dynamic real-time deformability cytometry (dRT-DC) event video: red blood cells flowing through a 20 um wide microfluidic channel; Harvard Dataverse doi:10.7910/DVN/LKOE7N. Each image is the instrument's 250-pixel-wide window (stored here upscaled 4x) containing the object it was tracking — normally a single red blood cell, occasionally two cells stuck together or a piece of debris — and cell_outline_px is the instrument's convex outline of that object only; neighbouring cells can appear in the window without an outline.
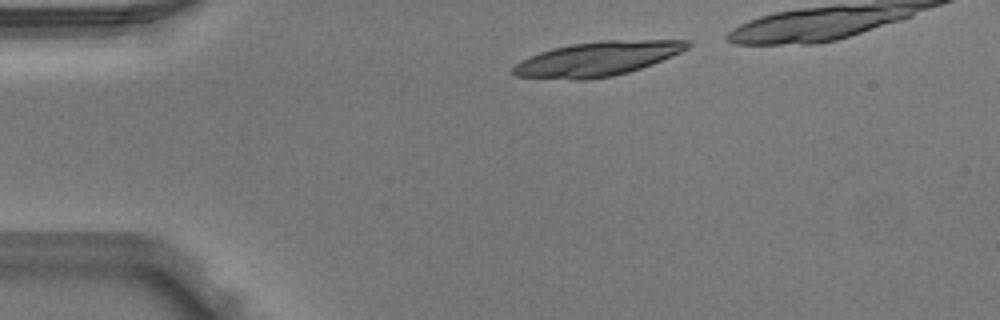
{"species": "Egyptian fruit bat (a non-hibernating species)", "species_latin": "Rousettus aegyptiacus", "temperature_condition": "warm", "stored_images_in_passage": 2, "camera_frame_rate_fps": 3000, "um_per_image_px": 0.085, "animal": {"sex": "male"}, "frame": {"image": 1, "passage_image": 1, "time_ms": 0.0, "image_size_px": [1000, 320], "cell_outline_px": [[692, 44], [688, 48], [672, 56], [652, 64], [628, 72], [612, 76], [588, 80], [572, 80], [516, 76], [512, 72], [512, 68], [516, 64], [540, 52], [552, 48], [572, 44], [604, 40], [688, 40]], "centroid_in_image_um": [50.8, 5.0], "position_along_channel_um": 34.2, "area_um2": 34.68}}